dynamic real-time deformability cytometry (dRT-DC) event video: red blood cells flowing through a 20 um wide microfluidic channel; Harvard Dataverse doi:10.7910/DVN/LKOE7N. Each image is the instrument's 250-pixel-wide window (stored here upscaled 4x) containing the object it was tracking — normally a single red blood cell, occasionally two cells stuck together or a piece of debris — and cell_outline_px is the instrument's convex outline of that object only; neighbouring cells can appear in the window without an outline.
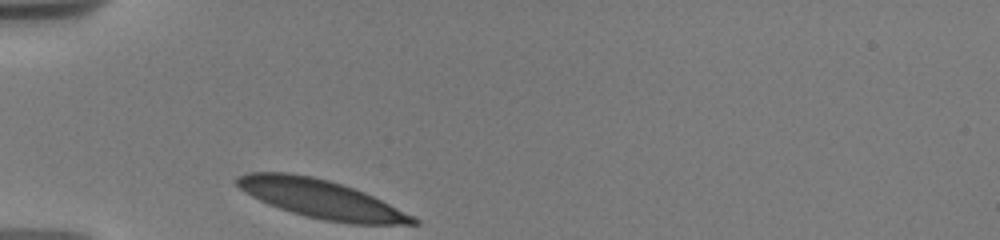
{"species": "human", "species_latin": "Homo sapiens", "temperature_condition": "warm", "stored_images_in_passage": 25, "camera_frame_rate_fps": 3000, "um_per_image_px": 0.085, "donor": {"sex": "male"}, "frame": {"image": 1, "passage_image": 1, "time_ms": 0.0, "image_size_px": [1000, 240], "cell_outline_px": [[420, 224], [348, 224], [324, 220], [304, 216], [268, 204], [244, 192], [236, 184], [236, 176], [248, 172], [288, 172], [312, 176], [328, 180], [364, 192], [416, 216], [420, 220]], "centroid_in_image_um": [27.31, 16.92], "position_along_channel_um": 57.7, "area_um2": 39.48}}
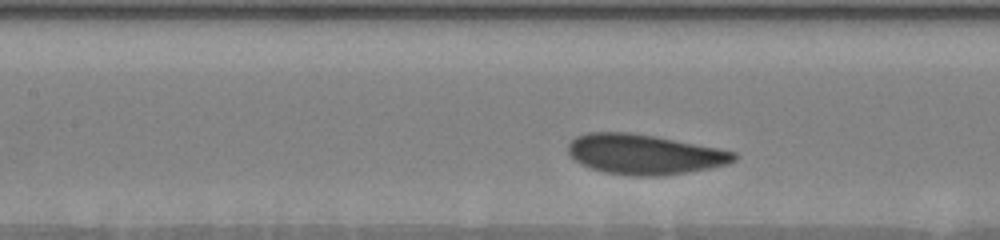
{"frame": {"image": 2, "passage_image": 9, "time_ms": 3.0, "image_size_px": [1000, 240], "cell_outline_px": [[740, 156], [736, 160], [728, 164], [688, 172], [660, 176], [628, 176], [604, 172], [588, 168], [580, 164], [568, 152], [568, 144], [576, 136], [588, 132], [632, 132], [656, 136], [736, 152]], "centroid_in_image_um": [54.76, 13.12], "position_along_channel_um": 152.6, "area_um2": 38.9}}
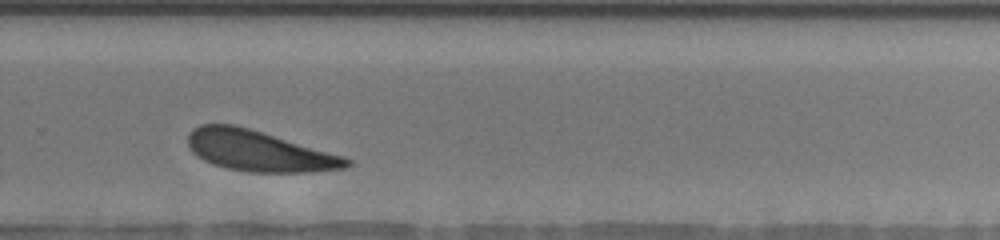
{"frame": {"image": 3, "passage_image": 19, "time_ms": 7.333, "image_size_px": [1000, 240], "cell_outline_px": [[352, 164], [348, 168], [316, 172], [248, 172], [228, 168], [212, 164], [204, 160], [192, 152], [188, 144], [188, 132], [192, 128], [200, 124], [236, 124], [344, 156], [352, 160]], "centroid_in_image_um": [22.02, 12.83], "position_along_channel_um": 307.8, "area_um2": 37.86}, "authors_computed_cell_mechanics": {"area_um2": 38.5526, "velocity_mm_per_s": 3.5929, "shape_relaxation_time_tau1_ms": 1.1402, "shape_relaxation_time_tau2_ms": null, "deformation_change_tau1": 0.0857, "deformation_change_tau2": null}}